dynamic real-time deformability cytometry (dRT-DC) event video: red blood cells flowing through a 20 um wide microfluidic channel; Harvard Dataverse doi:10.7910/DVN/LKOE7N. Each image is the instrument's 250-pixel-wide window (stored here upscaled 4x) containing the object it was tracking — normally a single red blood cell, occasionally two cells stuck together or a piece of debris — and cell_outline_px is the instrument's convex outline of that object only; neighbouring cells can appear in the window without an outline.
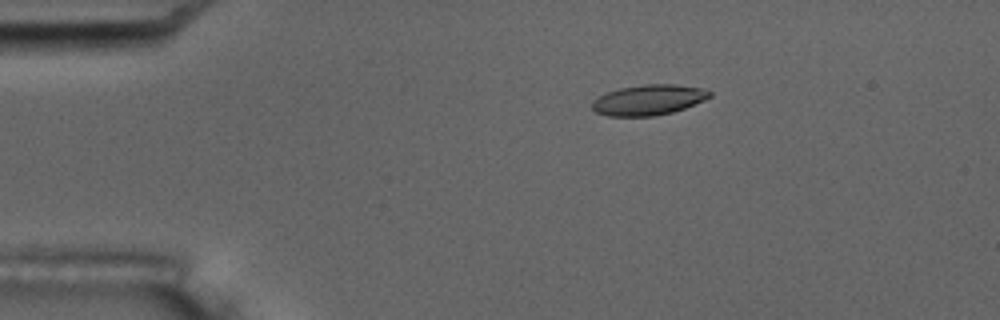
{"species": "common noctule bat (a hibernating species)", "species_latin": "Nyctalus noctula", "temperature_condition": "room temperature", "stored_images_in_passage": 6, "camera_frame_rate_fps": 3000, "um_per_image_px": 0.085, "animal": {"sex": "male", "body_mass_g": 17.5, "forearm_length_mm": 52.3}, "frame": {"image": 1, "passage_image": 4, "time_ms": 3.333, "image_size_px": [1000, 320], "cell_outline_px": [[712, 96], [704, 100], [684, 108], [672, 112], [652, 116], [608, 116], [596, 112], [592, 108], [592, 100], [604, 92], [620, 88], [644, 84], [676, 84], [700, 88], [712, 92]], "centroid_in_image_um": [55.09, 8.48], "position_along_channel_um": 29.9, "area_um2": 20.87}}
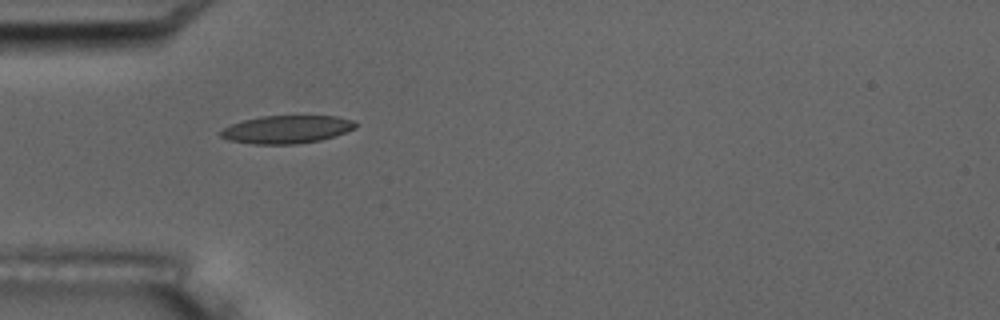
{"frame": {"image": 2, "passage_image": 6, "time_ms": 5.667, "image_size_px": [1000, 320], "cell_outline_px": [[356, 128], [320, 140], [296, 144], [256, 144], [228, 140], [220, 136], [220, 132], [224, 128], [232, 124], [244, 120], [260, 116], [336, 116], [352, 120], [356, 124]], "centroid_in_image_um": [24.35, 11.0], "position_along_channel_um": 60.6, "area_um2": 21.68}}